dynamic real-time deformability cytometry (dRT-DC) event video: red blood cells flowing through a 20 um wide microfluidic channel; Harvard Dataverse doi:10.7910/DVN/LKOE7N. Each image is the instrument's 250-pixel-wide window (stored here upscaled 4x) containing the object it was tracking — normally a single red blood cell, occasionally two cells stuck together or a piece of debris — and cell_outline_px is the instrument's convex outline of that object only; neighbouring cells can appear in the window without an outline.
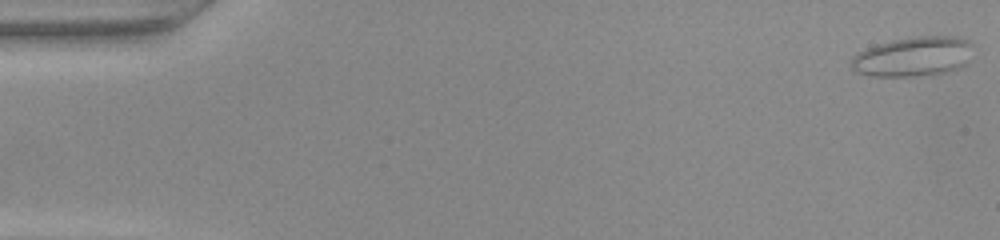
{"species": "common noctule bat (a hibernating species)", "species_latin": "Nyctalus noctula", "temperature_condition": "warm", "stored_images_in_passage": 49, "camera_frame_rate_fps": 3000, "um_per_image_px": 0.085, "animal": {"sex": "female", "body_mass_g": 22.0, "forearm_length_mm": 56.7}, "frame": {"image": 1, "passage_image": 1, "time_ms": 0.0, "image_size_px": [1000, 240], "cell_outline_px": [[972, 44], [968, 64], [960, 68], [948, 72], [912, 76], [868, 76], [856, 72], [852, 68], [852, 56], [856, 52], [876, 44], [892, 40], [920, 36], [952, 36], [968, 40]], "centroid_in_image_um": [77.61, 4.81], "position_along_channel_um": 7.4, "area_um2": 28.32}}
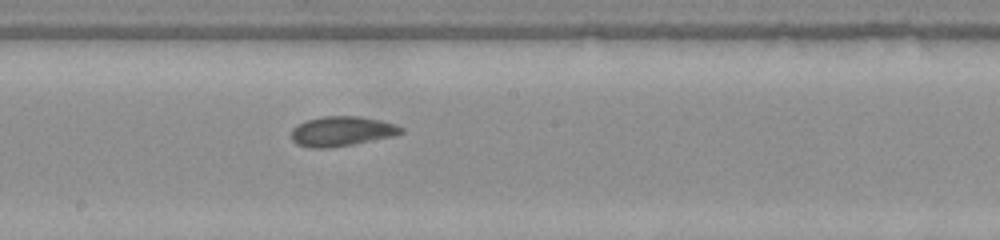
{"frame": {"image": 2, "passage_image": 27, "time_ms": 8.667, "image_size_px": [1000, 240], "cell_outline_px": [[404, 132], [392, 136], [332, 148], [312, 148], [296, 144], [292, 140], [292, 128], [308, 120], [320, 116], [360, 116], [380, 120], [396, 124], [404, 128]], "centroid_in_image_um": [29.06, 11.15], "position_along_channel_um": 219.1, "area_um2": 19.02}}
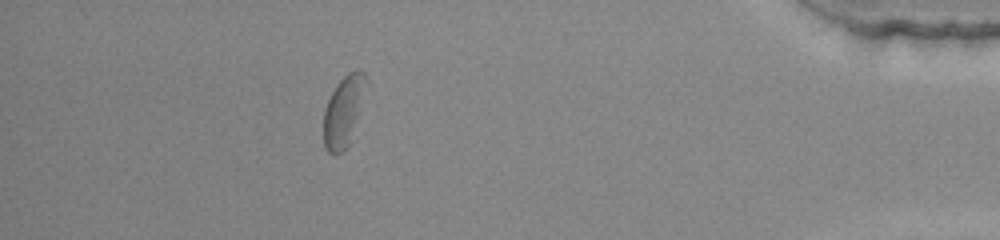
{"frame": {"image": 3, "passage_image": 44, "time_ms": 14.333, "image_size_px": [1000, 240], "cell_outline_px": [[368, 80], [348, 148], [340, 152], [328, 152], [324, 148], [324, 108], [336, 84], [348, 72], [356, 68], [364, 72]], "centroid_in_image_um": [29.2, 9.4], "position_along_channel_um": 406.0, "area_um2": 17.28}}